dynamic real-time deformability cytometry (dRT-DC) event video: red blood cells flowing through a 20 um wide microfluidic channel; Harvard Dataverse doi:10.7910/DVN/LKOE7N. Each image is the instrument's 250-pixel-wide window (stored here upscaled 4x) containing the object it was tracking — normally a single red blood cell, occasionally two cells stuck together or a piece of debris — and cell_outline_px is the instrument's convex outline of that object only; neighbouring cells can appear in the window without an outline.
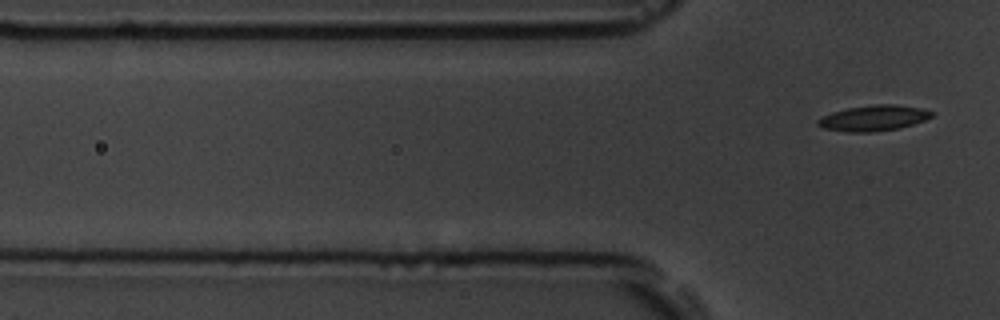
{"species": "common noctule bat (a hibernating species)", "species_latin": "Nyctalus noctula", "temperature_condition": "room temperature", "stored_images_in_passage": 7, "camera_frame_rate_fps": 3000, "um_per_image_px": 0.085, "animal": {"sex": "male", "body_mass_g": 19.5, "forearm_length_mm": 54.6}, "frame": {"image": 1, "passage_image": 7, "time_ms": 7.0, "image_size_px": [1000, 320], "cell_outline_px": [[932, 116], [924, 120], [912, 124], [896, 128], [872, 132], [848, 132], [824, 128], [816, 124], [816, 120], [832, 112], [848, 108], [876, 104], [892, 104], [920, 108], [932, 112]], "centroid_in_image_um": [74.21, 10.03], "position_along_channel_um": 51.6, "area_um2": 16.65}}